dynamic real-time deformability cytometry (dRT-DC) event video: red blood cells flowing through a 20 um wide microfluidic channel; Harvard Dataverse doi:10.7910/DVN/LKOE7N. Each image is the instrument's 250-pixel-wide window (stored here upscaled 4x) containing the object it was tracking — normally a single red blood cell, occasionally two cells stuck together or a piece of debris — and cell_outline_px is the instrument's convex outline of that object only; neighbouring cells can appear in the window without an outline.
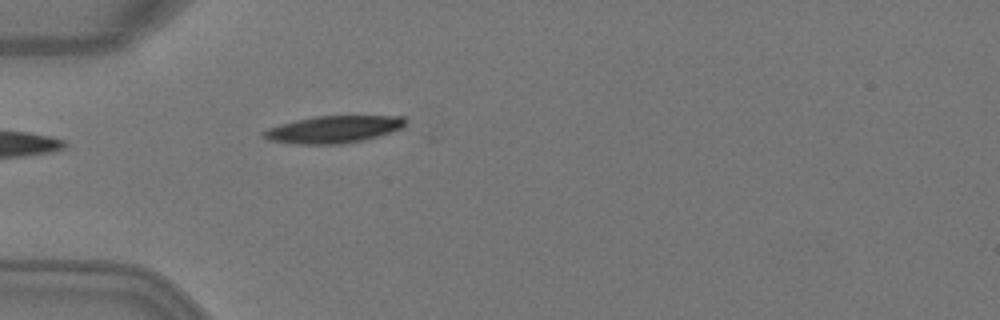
{"species": "Egyptian fruit bat (a non-hibernating species)", "species_latin": "Rousettus aegyptiacus", "temperature_condition": "warm", "stored_images_in_passage": 2, "camera_frame_rate_fps": 3000, "um_per_image_px": 0.085, "animal": {"sex": "female"}, "frame": {"image": 1, "passage_image": 2, "time_ms": 0.333, "image_size_px": [1000, 320], "cell_outline_px": [[408, 124], [404, 128], [392, 132], [364, 140], [340, 144], [300, 144], [268, 140], [260, 136], [260, 132], [268, 128], [280, 124], [296, 120], [316, 116], [404, 116], [408, 120]], "centroid_in_image_um": [28.38, 10.99], "position_along_channel_um": 56.6, "area_um2": 22.72}}